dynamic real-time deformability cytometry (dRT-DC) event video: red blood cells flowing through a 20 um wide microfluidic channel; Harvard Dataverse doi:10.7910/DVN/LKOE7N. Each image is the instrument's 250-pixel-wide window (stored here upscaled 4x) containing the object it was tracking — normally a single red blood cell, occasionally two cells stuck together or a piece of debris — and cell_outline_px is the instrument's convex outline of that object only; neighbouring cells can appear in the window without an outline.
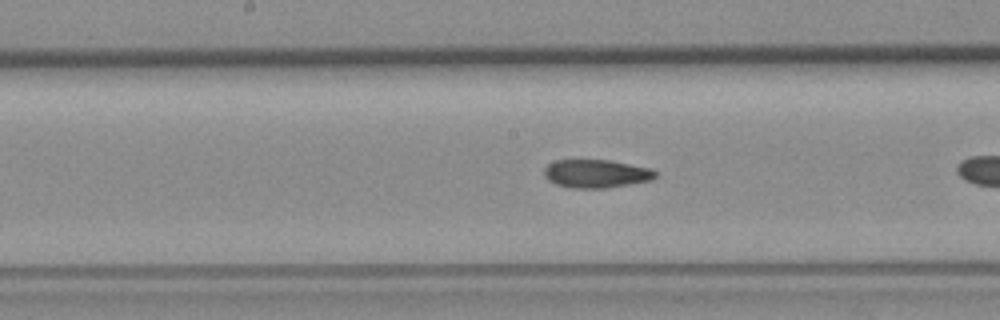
{"species": "common noctule bat (a hibernating species)", "species_latin": "Nyctalus noctula", "temperature_condition": "room temperature", "stored_images_in_passage": 28, "camera_frame_rate_fps": 3000, "um_per_image_px": 0.085, "animal": {"sex": "female", "body_mass_g": 19.3, "forearm_length_mm": 54.1}, "frame": {"image": 1, "passage_image": 12, "time_ms": 3.667, "image_size_px": [1000, 320], "cell_outline_px": [[656, 176], [652, 180], [604, 188], [572, 188], [556, 184], [548, 180], [544, 176], [544, 168], [548, 164], [556, 160], [612, 160], [652, 168], [656, 172]], "centroid_in_image_um": [50.68, 14.75], "position_along_channel_um": 197.5, "area_um2": 18.38}}
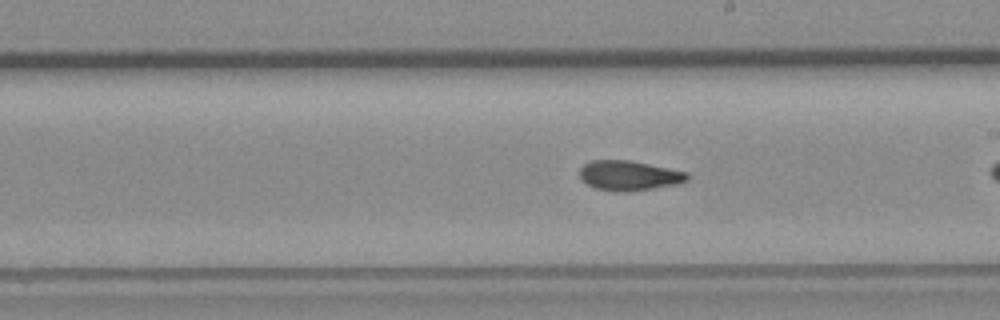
{"frame": {"image": 2, "passage_image": 15, "time_ms": 4.667, "image_size_px": [1000, 320], "cell_outline_px": [[688, 180], [676, 184], [652, 188], [596, 188], [588, 184], [580, 176], [580, 168], [584, 164], [592, 160], [628, 160], [688, 172]], "centroid_in_image_um": [53.49, 14.85], "position_along_channel_um": 235.5, "area_um2": 17.51}}
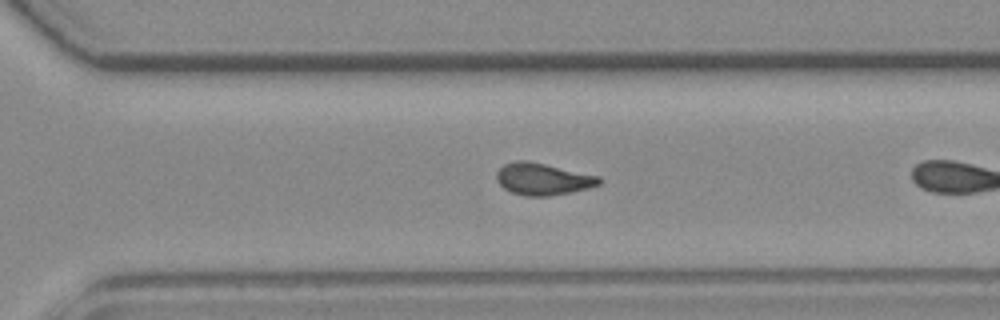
{"frame": {"image": 3, "passage_image": 22, "time_ms": 7.0, "image_size_px": [1000, 320], "cell_outline_px": [[600, 184], [588, 188], [572, 192], [548, 196], [528, 196], [512, 192], [504, 188], [496, 180], [496, 172], [504, 164], [516, 160], [528, 160], [600, 176]], "centroid_in_image_um": [46.13, 15.21], "position_along_channel_um": 324.5, "area_um2": 19.07}, "authors_computed_cell_mechanics": {"area_um2": 18.7561, "velocity_mm_per_s": 3.816, "shape_relaxation_time_tau1_ms": 1.9913, "shape_relaxation_time_tau2_ms": 1.3528, "deformation_change_tau1": 0.1639, "deformation_change_tau2": 0.0929}}